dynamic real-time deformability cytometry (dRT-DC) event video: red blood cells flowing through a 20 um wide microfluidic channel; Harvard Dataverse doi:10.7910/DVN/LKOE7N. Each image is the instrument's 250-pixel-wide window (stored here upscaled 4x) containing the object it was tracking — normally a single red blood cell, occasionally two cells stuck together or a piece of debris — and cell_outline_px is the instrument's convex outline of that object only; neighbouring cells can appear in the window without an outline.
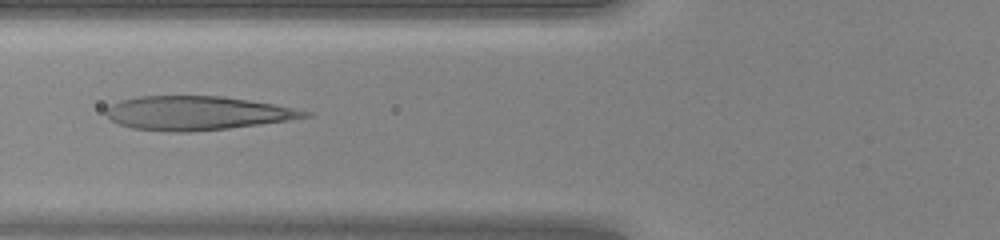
{"species": "human", "species_latin": "Homo sapiens", "temperature_condition": "warm", "stored_images_in_passage": 44, "camera_frame_rate_fps": 3000, "um_per_image_px": 0.085, "donor": {"sex": "female"}, "frame": {"image": 1, "passage_image": 15, "time_ms": 4.667, "image_size_px": [1000, 240], "cell_outline_px": [[312, 116], [288, 120], [228, 128], [188, 132], [168, 132], [132, 128], [120, 124], [112, 120], [104, 112], [112, 104], [120, 100], [140, 96], [224, 96], [276, 104], [312, 112]], "centroid_in_image_um": [16.76, 9.61], "position_along_channel_um": 109.0, "area_um2": 39.13}}
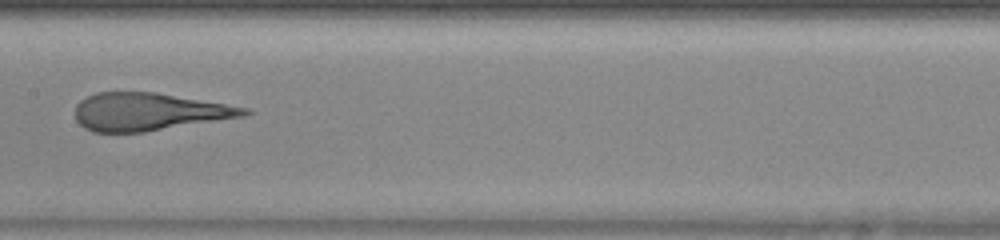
{"frame": {"image": 2, "passage_image": 21, "time_ms": 6.667, "image_size_px": [1000, 240], "cell_outline_px": [[252, 112], [244, 116], [144, 132], [92, 132], [84, 128], [76, 120], [76, 104], [80, 100], [96, 92], [156, 92], [248, 108]], "centroid_in_image_um": [12.61, 9.5], "position_along_channel_um": 194.8, "area_um2": 36.88}}
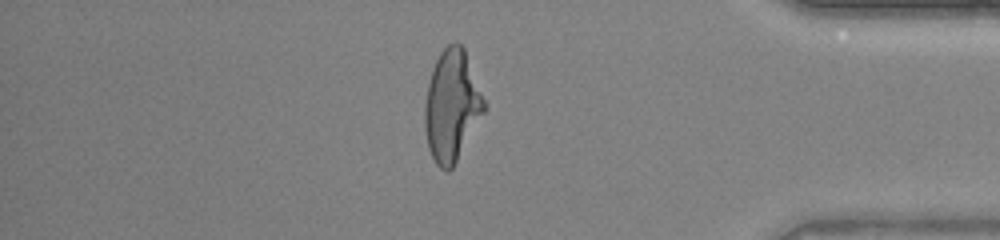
{"frame": {"image": 3, "passage_image": 37, "time_ms": 12.0, "image_size_px": [1000, 240], "cell_outline_px": [[484, 112], [452, 168], [448, 172], [444, 172], [436, 164], [428, 148], [424, 128], [424, 104], [428, 80], [432, 68], [440, 52], [448, 44], [456, 40], [464, 48], [484, 100]], "centroid_in_image_um": [38.36, 8.98], "position_along_channel_um": 396.8, "area_um2": 38.26}}